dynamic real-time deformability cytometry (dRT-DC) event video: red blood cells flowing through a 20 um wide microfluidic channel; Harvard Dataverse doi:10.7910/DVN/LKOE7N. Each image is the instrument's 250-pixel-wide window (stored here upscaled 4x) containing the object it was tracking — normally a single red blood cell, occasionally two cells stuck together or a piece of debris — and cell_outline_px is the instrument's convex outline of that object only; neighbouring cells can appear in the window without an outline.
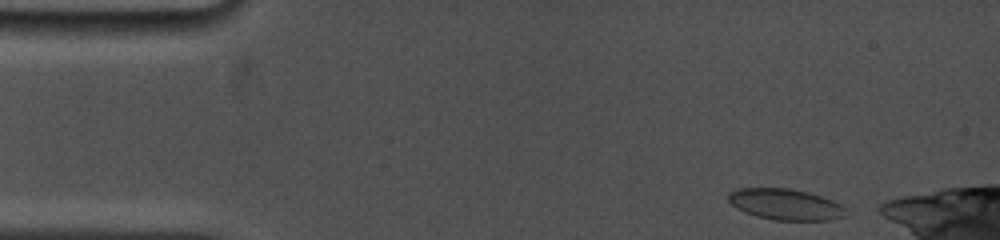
{"species": "common noctule bat (a hibernating species)", "species_latin": "Nyctalus noctula", "temperature_condition": "cold", "stored_images_in_passage": 15, "camera_frame_rate_fps": 5000, "um_per_image_px": 0.085, "animal": {"sex": "female", "body_mass_g": 19.0, "forearm_length_mm": 53.3}, "frame": {"image": 1, "passage_image": 1, "time_ms": 0.0, "image_size_px": [1000, 240], "cell_outline_px": [[844, 216], [828, 220], [772, 220], [756, 216], [744, 212], [736, 208], [728, 200], [728, 192], [736, 188], [788, 188], [820, 196], [832, 200], [840, 204], [844, 208]], "centroid_in_image_um": [66.69, 17.37], "position_along_channel_um": 18.3, "area_um2": 21.1}}
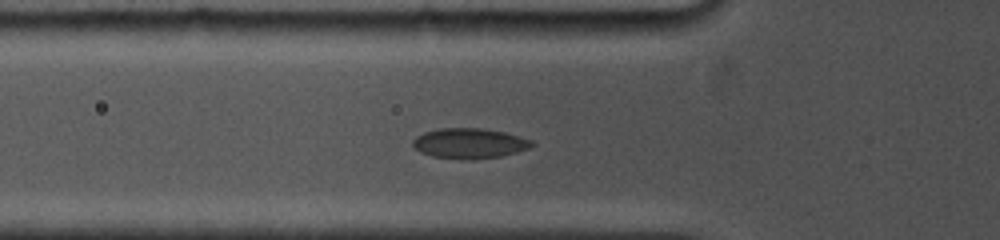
{"frame": {"image": 2, "passage_image": 8, "time_ms": 4.0, "image_size_px": [1000, 240], "cell_outline_px": [[536, 144], [528, 148], [516, 152], [500, 156], [472, 160], [460, 160], [432, 156], [420, 152], [412, 144], [412, 140], [416, 136], [424, 132], [440, 128], [480, 128], [504, 132], [532, 140]], "centroid_in_image_um": [39.88, 12.19], "position_along_channel_um": 85.9, "area_um2": 21.04}}
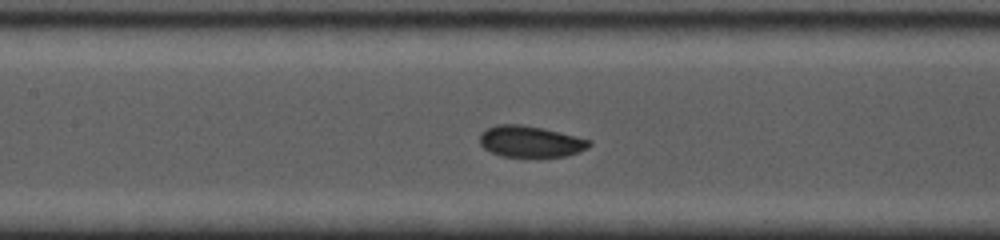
{"frame": {"image": 3, "passage_image": 14, "time_ms": 6.0, "image_size_px": [1000, 240], "cell_outline_px": [[592, 144], [588, 148], [580, 152], [564, 156], [500, 156], [484, 148], [480, 144], [480, 132], [496, 124], [520, 124], [560, 132], [592, 140]], "centroid_in_image_um": [45.09, 12.02], "position_along_channel_um": 162.3, "area_um2": 19.88}}